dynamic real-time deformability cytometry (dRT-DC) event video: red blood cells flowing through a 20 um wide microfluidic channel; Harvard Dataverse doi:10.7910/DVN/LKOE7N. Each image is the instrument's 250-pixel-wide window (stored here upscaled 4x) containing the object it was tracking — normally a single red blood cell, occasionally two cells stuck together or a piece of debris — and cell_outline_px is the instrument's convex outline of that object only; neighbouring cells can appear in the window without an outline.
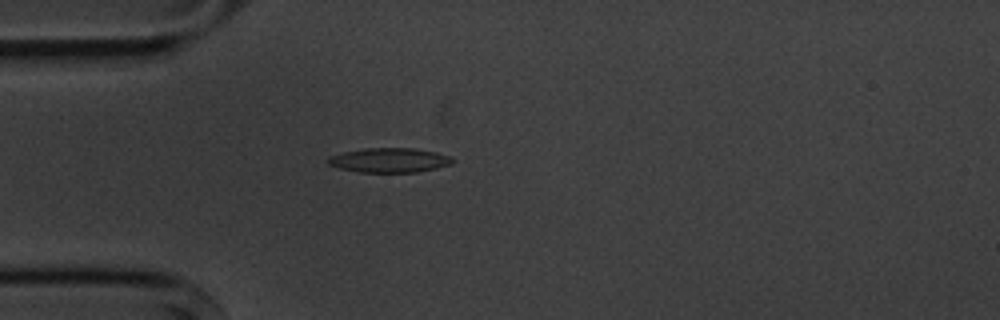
{"species": "common noctule bat (a hibernating species)", "species_latin": "Nyctalus noctula", "temperature_condition": "cold", "stored_images_in_passage": 4, "camera_frame_rate_fps": 3000, "um_per_image_px": 0.085, "animal": {"sex": "male", "body_mass_g": 20.1, "forearm_length_mm": 53.5}, "frame": {"image": 1, "passage_image": 4, "time_ms": 4.667, "image_size_px": [1000, 320], "cell_outline_px": [[456, 160], [452, 164], [436, 168], [416, 172], [360, 172], [340, 168], [328, 164], [328, 156], [344, 152], [364, 148], [416, 148], [436, 152], [448, 156]], "centroid_in_image_um": [33.12, 13.61], "position_along_channel_um": 51.9, "area_um2": 17.74}}